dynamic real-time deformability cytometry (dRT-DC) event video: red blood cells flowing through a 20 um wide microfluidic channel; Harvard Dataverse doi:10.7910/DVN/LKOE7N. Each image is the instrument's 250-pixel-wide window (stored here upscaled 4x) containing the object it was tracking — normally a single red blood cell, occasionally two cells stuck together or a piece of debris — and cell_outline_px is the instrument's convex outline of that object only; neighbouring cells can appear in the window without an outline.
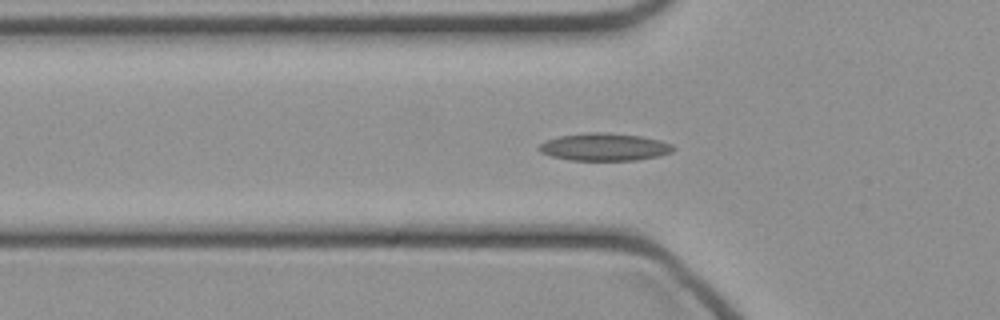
{"species": "common noctule bat (a hibernating species)", "species_latin": "Nyctalus noctula", "temperature_condition": "cold", "stored_images_in_passage": 48, "camera_frame_rate_fps": 3000, "um_per_image_px": 0.085, "animal": {"sex": "female", "body_mass_g": 21.9}, "frame": {"image": 1, "passage_image": 15, "time_ms": 4.667, "image_size_px": [1000, 320], "cell_outline_px": [[676, 148], [672, 152], [660, 156], [636, 160], [572, 160], [552, 156], [540, 152], [536, 148], [544, 140], [560, 136], [588, 132], [604, 132], [640, 136], [660, 140], [672, 144]], "centroid_in_image_um": [51.38, 12.49], "position_along_channel_um": 74.4, "area_um2": 21.62}}
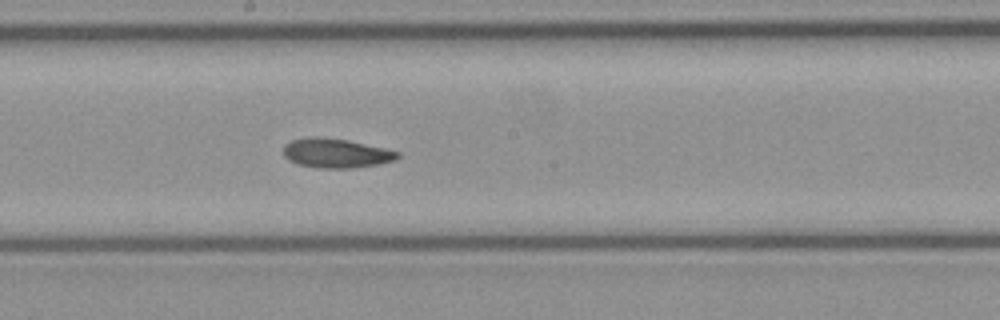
{"frame": {"image": 2, "passage_image": 25, "time_ms": 8.0, "image_size_px": [1000, 320], "cell_outline_px": [[400, 156], [396, 160], [376, 164], [352, 168], [320, 168], [300, 164], [288, 160], [284, 156], [284, 144], [292, 140], [308, 136], [320, 136], [348, 140], [384, 148], [400, 152]], "centroid_in_image_um": [28.55, 13.0], "position_along_channel_um": 219.7, "area_um2": 19.54}}
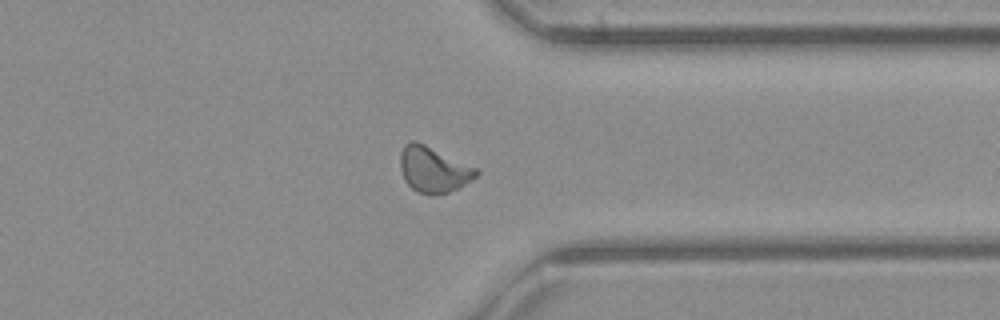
{"frame": {"image": 3, "passage_image": 36, "time_ms": 11.667, "image_size_px": [1000, 320], "cell_outline_px": [[480, 172], [476, 176], [464, 184], [448, 192], [432, 196], [428, 196], [416, 192], [404, 180], [400, 168], [400, 152], [404, 144], [412, 140], [416, 140], [480, 168]], "centroid_in_image_um": [36.84, 14.4], "position_along_channel_um": 374.6, "area_um2": 20.69}}